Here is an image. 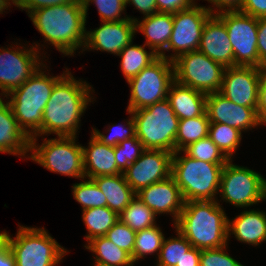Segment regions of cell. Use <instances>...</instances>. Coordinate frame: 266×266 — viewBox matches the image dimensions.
Returning <instances> with one entry per match:
<instances>
[{"label":"cell","instance_id":"6da1fadb","mask_svg":"<svg viewBox=\"0 0 266 266\" xmlns=\"http://www.w3.org/2000/svg\"><path fill=\"white\" fill-rule=\"evenodd\" d=\"M94 88L86 80L77 79L68 70L54 85L42 119V137L76 136L81 117L95 101Z\"/></svg>","mask_w":266,"mask_h":266},{"label":"cell","instance_id":"7a4b0ae2","mask_svg":"<svg viewBox=\"0 0 266 266\" xmlns=\"http://www.w3.org/2000/svg\"><path fill=\"white\" fill-rule=\"evenodd\" d=\"M28 17L37 31L41 33L40 35L44 36L43 44L38 42L31 44L42 55L45 53L43 49L48 48V44L64 56L72 57L77 50H80L78 52L80 54L84 47L87 30L82 2L40 8L30 12Z\"/></svg>","mask_w":266,"mask_h":266},{"label":"cell","instance_id":"3957f363","mask_svg":"<svg viewBox=\"0 0 266 266\" xmlns=\"http://www.w3.org/2000/svg\"><path fill=\"white\" fill-rule=\"evenodd\" d=\"M228 214L216 200L187 201L173 225L197 249L221 248L228 243Z\"/></svg>","mask_w":266,"mask_h":266},{"label":"cell","instance_id":"277c9868","mask_svg":"<svg viewBox=\"0 0 266 266\" xmlns=\"http://www.w3.org/2000/svg\"><path fill=\"white\" fill-rule=\"evenodd\" d=\"M47 64L42 66L20 87L5 96L18 125L29 138L42 137V119L45 106L55 83L69 70L54 76Z\"/></svg>","mask_w":266,"mask_h":266},{"label":"cell","instance_id":"5b68a950","mask_svg":"<svg viewBox=\"0 0 266 266\" xmlns=\"http://www.w3.org/2000/svg\"><path fill=\"white\" fill-rule=\"evenodd\" d=\"M225 164L200 161L176 151L172 155L171 176L185 202L216 200Z\"/></svg>","mask_w":266,"mask_h":266},{"label":"cell","instance_id":"8992f818","mask_svg":"<svg viewBox=\"0 0 266 266\" xmlns=\"http://www.w3.org/2000/svg\"><path fill=\"white\" fill-rule=\"evenodd\" d=\"M13 237L1 231L14 254L16 266H58L68 254L44 227H28L18 224Z\"/></svg>","mask_w":266,"mask_h":266},{"label":"cell","instance_id":"52a82bcc","mask_svg":"<svg viewBox=\"0 0 266 266\" xmlns=\"http://www.w3.org/2000/svg\"><path fill=\"white\" fill-rule=\"evenodd\" d=\"M76 136L45 138L39 144L38 137L30 138L29 159L46 170L82 179L84 174L83 148Z\"/></svg>","mask_w":266,"mask_h":266},{"label":"cell","instance_id":"ba28073f","mask_svg":"<svg viewBox=\"0 0 266 266\" xmlns=\"http://www.w3.org/2000/svg\"><path fill=\"white\" fill-rule=\"evenodd\" d=\"M131 112L136 124V137L145 149L175 152L179 118L167 98Z\"/></svg>","mask_w":266,"mask_h":266},{"label":"cell","instance_id":"9c48e42d","mask_svg":"<svg viewBox=\"0 0 266 266\" xmlns=\"http://www.w3.org/2000/svg\"><path fill=\"white\" fill-rule=\"evenodd\" d=\"M229 160L222 169L219 198L237 208H250L266 201V179L259 172ZM220 200V201H219Z\"/></svg>","mask_w":266,"mask_h":266},{"label":"cell","instance_id":"30bf717a","mask_svg":"<svg viewBox=\"0 0 266 266\" xmlns=\"http://www.w3.org/2000/svg\"><path fill=\"white\" fill-rule=\"evenodd\" d=\"M173 81V61L158 56L135 77L127 81L131 92L126 110H139L166 99Z\"/></svg>","mask_w":266,"mask_h":266},{"label":"cell","instance_id":"8fae6325","mask_svg":"<svg viewBox=\"0 0 266 266\" xmlns=\"http://www.w3.org/2000/svg\"><path fill=\"white\" fill-rule=\"evenodd\" d=\"M15 43H13L14 46L11 44L8 47L4 46L5 48L0 47L1 97H5L12 90L24 84L44 61L49 60V57H46L47 52L42 55L33 45L26 44V42Z\"/></svg>","mask_w":266,"mask_h":266},{"label":"cell","instance_id":"7c38bea8","mask_svg":"<svg viewBox=\"0 0 266 266\" xmlns=\"http://www.w3.org/2000/svg\"><path fill=\"white\" fill-rule=\"evenodd\" d=\"M174 80L206 94L219 92L225 67L199 50L184 53L173 60Z\"/></svg>","mask_w":266,"mask_h":266},{"label":"cell","instance_id":"4fadbf2b","mask_svg":"<svg viewBox=\"0 0 266 266\" xmlns=\"http://www.w3.org/2000/svg\"><path fill=\"white\" fill-rule=\"evenodd\" d=\"M225 24L234 51V66H254L259 68L258 18L239 10L215 13Z\"/></svg>","mask_w":266,"mask_h":266},{"label":"cell","instance_id":"5bb4252c","mask_svg":"<svg viewBox=\"0 0 266 266\" xmlns=\"http://www.w3.org/2000/svg\"><path fill=\"white\" fill-rule=\"evenodd\" d=\"M195 3L173 14V31L167 48L159 55L173 61L180 55L198 50L207 19L213 14L206 6ZM169 55L166 52H171ZM174 52V53H173Z\"/></svg>","mask_w":266,"mask_h":266},{"label":"cell","instance_id":"9a60e30c","mask_svg":"<svg viewBox=\"0 0 266 266\" xmlns=\"http://www.w3.org/2000/svg\"><path fill=\"white\" fill-rule=\"evenodd\" d=\"M173 153L145 149L141 156L123 172L126 182L135 193L171 176Z\"/></svg>","mask_w":266,"mask_h":266},{"label":"cell","instance_id":"2e32d148","mask_svg":"<svg viewBox=\"0 0 266 266\" xmlns=\"http://www.w3.org/2000/svg\"><path fill=\"white\" fill-rule=\"evenodd\" d=\"M261 68L233 66L224 70L220 93L237 105L257 109Z\"/></svg>","mask_w":266,"mask_h":266},{"label":"cell","instance_id":"e0dca14e","mask_svg":"<svg viewBox=\"0 0 266 266\" xmlns=\"http://www.w3.org/2000/svg\"><path fill=\"white\" fill-rule=\"evenodd\" d=\"M136 35L135 21L129 19L117 22H101L93 30H86V40L81 53L101 51L117 56Z\"/></svg>","mask_w":266,"mask_h":266},{"label":"cell","instance_id":"ac0fdd59","mask_svg":"<svg viewBox=\"0 0 266 266\" xmlns=\"http://www.w3.org/2000/svg\"><path fill=\"white\" fill-rule=\"evenodd\" d=\"M206 112L210 123L227 124L242 133L264 126L259 120L257 109L237 105L220 92L207 94Z\"/></svg>","mask_w":266,"mask_h":266},{"label":"cell","instance_id":"d6986e66","mask_svg":"<svg viewBox=\"0 0 266 266\" xmlns=\"http://www.w3.org/2000/svg\"><path fill=\"white\" fill-rule=\"evenodd\" d=\"M136 196L156 216H160V214L170 215L173 222L172 226L177 222L185 202L180 188L172 176L141 189L136 193Z\"/></svg>","mask_w":266,"mask_h":266},{"label":"cell","instance_id":"ffe728a7","mask_svg":"<svg viewBox=\"0 0 266 266\" xmlns=\"http://www.w3.org/2000/svg\"><path fill=\"white\" fill-rule=\"evenodd\" d=\"M198 50L225 68L234 66V51L227 29L215 13L204 25Z\"/></svg>","mask_w":266,"mask_h":266},{"label":"cell","instance_id":"44dd1931","mask_svg":"<svg viewBox=\"0 0 266 266\" xmlns=\"http://www.w3.org/2000/svg\"><path fill=\"white\" fill-rule=\"evenodd\" d=\"M30 138L20 128L5 97L0 96V153L29 159Z\"/></svg>","mask_w":266,"mask_h":266},{"label":"cell","instance_id":"7402d4cb","mask_svg":"<svg viewBox=\"0 0 266 266\" xmlns=\"http://www.w3.org/2000/svg\"><path fill=\"white\" fill-rule=\"evenodd\" d=\"M231 235L237 241L255 247L266 242V211L246 208L234 218H228V243Z\"/></svg>","mask_w":266,"mask_h":266},{"label":"cell","instance_id":"603a6c76","mask_svg":"<svg viewBox=\"0 0 266 266\" xmlns=\"http://www.w3.org/2000/svg\"><path fill=\"white\" fill-rule=\"evenodd\" d=\"M87 146L83 148L84 174L93 179L123 173L116 163L114 146L101 143L92 134Z\"/></svg>","mask_w":266,"mask_h":266},{"label":"cell","instance_id":"cb8c5ba5","mask_svg":"<svg viewBox=\"0 0 266 266\" xmlns=\"http://www.w3.org/2000/svg\"><path fill=\"white\" fill-rule=\"evenodd\" d=\"M173 31V14L161 13L136 17L135 32L145 36V45L151 48L158 56L167 48Z\"/></svg>","mask_w":266,"mask_h":266},{"label":"cell","instance_id":"d4e9b609","mask_svg":"<svg viewBox=\"0 0 266 266\" xmlns=\"http://www.w3.org/2000/svg\"><path fill=\"white\" fill-rule=\"evenodd\" d=\"M207 94L173 81L167 99L179 120L201 116L206 112Z\"/></svg>","mask_w":266,"mask_h":266},{"label":"cell","instance_id":"484cf974","mask_svg":"<svg viewBox=\"0 0 266 266\" xmlns=\"http://www.w3.org/2000/svg\"><path fill=\"white\" fill-rule=\"evenodd\" d=\"M105 195L107 207L118 215L130 204L136 196L131 186L126 182L123 173L93 178Z\"/></svg>","mask_w":266,"mask_h":266},{"label":"cell","instance_id":"4316f807","mask_svg":"<svg viewBox=\"0 0 266 266\" xmlns=\"http://www.w3.org/2000/svg\"><path fill=\"white\" fill-rule=\"evenodd\" d=\"M84 248L91 251L93 260L110 266H134L131 255L114 244L105 236H98L88 241Z\"/></svg>","mask_w":266,"mask_h":266},{"label":"cell","instance_id":"83f0119b","mask_svg":"<svg viewBox=\"0 0 266 266\" xmlns=\"http://www.w3.org/2000/svg\"><path fill=\"white\" fill-rule=\"evenodd\" d=\"M146 48L145 44H133L132 41L117 55L121 59L120 68L126 82L135 77L158 57L151 48L148 51Z\"/></svg>","mask_w":266,"mask_h":266},{"label":"cell","instance_id":"f1b7e54d","mask_svg":"<svg viewBox=\"0 0 266 266\" xmlns=\"http://www.w3.org/2000/svg\"><path fill=\"white\" fill-rule=\"evenodd\" d=\"M81 218L86 226V243L92 238L105 236L119 220L118 214L107 206L83 210Z\"/></svg>","mask_w":266,"mask_h":266},{"label":"cell","instance_id":"f546056e","mask_svg":"<svg viewBox=\"0 0 266 266\" xmlns=\"http://www.w3.org/2000/svg\"><path fill=\"white\" fill-rule=\"evenodd\" d=\"M209 125L207 112L201 116L179 120L175 138V152L183 151L190 144L207 137Z\"/></svg>","mask_w":266,"mask_h":266},{"label":"cell","instance_id":"4dcf8cb0","mask_svg":"<svg viewBox=\"0 0 266 266\" xmlns=\"http://www.w3.org/2000/svg\"><path fill=\"white\" fill-rule=\"evenodd\" d=\"M118 216L121 222L135 232L151 228L157 224V216L137 196Z\"/></svg>","mask_w":266,"mask_h":266},{"label":"cell","instance_id":"1f68e13d","mask_svg":"<svg viewBox=\"0 0 266 266\" xmlns=\"http://www.w3.org/2000/svg\"><path fill=\"white\" fill-rule=\"evenodd\" d=\"M165 234L159 225L136 232V239L133 250V262L135 264L144 260L148 255H156L157 259L162 247ZM156 253V254H155Z\"/></svg>","mask_w":266,"mask_h":266},{"label":"cell","instance_id":"d6a6232c","mask_svg":"<svg viewBox=\"0 0 266 266\" xmlns=\"http://www.w3.org/2000/svg\"><path fill=\"white\" fill-rule=\"evenodd\" d=\"M208 137L229 160H232L239 149L243 134L227 124L210 123Z\"/></svg>","mask_w":266,"mask_h":266},{"label":"cell","instance_id":"836d02e7","mask_svg":"<svg viewBox=\"0 0 266 266\" xmlns=\"http://www.w3.org/2000/svg\"><path fill=\"white\" fill-rule=\"evenodd\" d=\"M174 231L176 236L164 238L156 266H180L185 253L192 247L177 229Z\"/></svg>","mask_w":266,"mask_h":266},{"label":"cell","instance_id":"e575fe53","mask_svg":"<svg viewBox=\"0 0 266 266\" xmlns=\"http://www.w3.org/2000/svg\"><path fill=\"white\" fill-rule=\"evenodd\" d=\"M127 114L130 116L128 119H125L123 123L120 124H108L105 132H101L98 128L92 127L91 134L98 139L101 143L117 146L119 143L123 142L126 139L136 136V124L133 119L131 111L126 110ZM106 133V135H105ZM108 133V134H107Z\"/></svg>","mask_w":266,"mask_h":266},{"label":"cell","instance_id":"d590c367","mask_svg":"<svg viewBox=\"0 0 266 266\" xmlns=\"http://www.w3.org/2000/svg\"><path fill=\"white\" fill-rule=\"evenodd\" d=\"M82 180V181H81ZM73 198L81 205V210L105 207L107 200L93 179L82 178L79 183L72 185Z\"/></svg>","mask_w":266,"mask_h":266},{"label":"cell","instance_id":"8d00e7d4","mask_svg":"<svg viewBox=\"0 0 266 266\" xmlns=\"http://www.w3.org/2000/svg\"><path fill=\"white\" fill-rule=\"evenodd\" d=\"M86 21L88 17L89 5L94 4L97 8L98 15L100 17L101 22H117L126 19H131L133 21L136 18L130 15H127L125 0H82ZM124 14V16H122Z\"/></svg>","mask_w":266,"mask_h":266},{"label":"cell","instance_id":"74e56055","mask_svg":"<svg viewBox=\"0 0 266 266\" xmlns=\"http://www.w3.org/2000/svg\"><path fill=\"white\" fill-rule=\"evenodd\" d=\"M183 151L191 158L209 163H227L229 161L208 136L190 144Z\"/></svg>","mask_w":266,"mask_h":266},{"label":"cell","instance_id":"f35d334b","mask_svg":"<svg viewBox=\"0 0 266 266\" xmlns=\"http://www.w3.org/2000/svg\"><path fill=\"white\" fill-rule=\"evenodd\" d=\"M144 150L145 148L136 136L114 146L117 167L124 172L130 164L137 161Z\"/></svg>","mask_w":266,"mask_h":266},{"label":"cell","instance_id":"ab89813d","mask_svg":"<svg viewBox=\"0 0 266 266\" xmlns=\"http://www.w3.org/2000/svg\"><path fill=\"white\" fill-rule=\"evenodd\" d=\"M105 237H107L121 249L127 251L133 260V250L136 239L135 231L129 228L125 223L118 220L106 233Z\"/></svg>","mask_w":266,"mask_h":266},{"label":"cell","instance_id":"60d3db41","mask_svg":"<svg viewBox=\"0 0 266 266\" xmlns=\"http://www.w3.org/2000/svg\"><path fill=\"white\" fill-rule=\"evenodd\" d=\"M228 247L200 250L199 266H244L228 254Z\"/></svg>","mask_w":266,"mask_h":266},{"label":"cell","instance_id":"b9f144b4","mask_svg":"<svg viewBox=\"0 0 266 266\" xmlns=\"http://www.w3.org/2000/svg\"><path fill=\"white\" fill-rule=\"evenodd\" d=\"M71 2H82V0H18L16 2V8L22 11H26L27 15L40 8L63 5Z\"/></svg>","mask_w":266,"mask_h":266},{"label":"cell","instance_id":"7bdbcfd3","mask_svg":"<svg viewBox=\"0 0 266 266\" xmlns=\"http://www.w3.org/2000/svg\"><path fill=\"white\" fill-rule=\"evenodd\" d=\"M198 0H156L157 11L161 13H177L192 7Z\"/></svg>","mask_w":266,"mask_h":266},{"label":"cell","instance_id":"ee69618b","mask_svg":"<svg viewBox=\"0 0 266 266\" xmlns=\"http://www.w3.org/2000/svg\"><path fill=\"white\" fill-rule=\"evenodd\" d=\"M257 114L260 122L266 125V66L261 68V75L258 89Z\"/></svg>","mask_w":266,"mask_h":266},{"label":"cell","instance_id":"f6af8a7d","mask_svg":"<svg viewBox=\"0 0 266 266\" xmlns=\"http://www.w3.org/2000/svg\"><path fill=\"white\" fill-rule=\"evenodd\" d=\"M239 11L255 18H266V0H243Z\"/></svg>","mask_w":266,"mask_h":266},{"label":"cell","instance_id":"bcb514c9","mask_svg":"<svg viewBox=\"0 0 266 266\" xmlns=\"http://www.w3.org/2000/svg\"><path fill=\"white\" fill-rule=\"evenodd\" d=\"M257 50L259 55V68L266 66V18H258Z\"/></svg>","mask_w":266,"mask_h":266},{"label":"cell","instance_id":"7dc6e473","mask_svg":"<svg viewBox=\"0 0 266 266\" xmlns=\"http://www.w3.org/2000/svg\"><path fill=\"white\" fill-rule=\"evenodd\" d=\"M210 3L206 8L211 13H218L226 10H239L243 0H204Z\"/></svg>","mask_w":266,"mask_h":266},{"label":"cell","instance_id":"c3c4849f","mask_svg":"<svg viewBox=\"0 0 266 266\" xmlns=\"http://www.w3.org/2000/svg\"><path fill=\"white\" fill-rule=\"evenodd\" d=\"M133 5V9H137L142 15L149 16L157 13L156 0H125L126 8L127 6Z\"/></svg>","mask_w":266,"mask_h":266},{"label":"cell","instance_id":"681fc988","mask_svg":"<svg viewBox=\"0 0 266 266\" xmlns=\"http://www.w3.org/2000/svg\"><path fill=\"white\" fill-rule=\"evenodd\" d=\"M0 266H16L14 254L12 253L5 235L0 230Z\"/></svg>","mask_w":266,"mask_h":266},{"label":"cell","instance_id":"f907efd6","mask_svg":"<svg viewBox=\"0 0 266 266\" xmlns=\"http://www.w3.org/2000/svg\"><path fill=\"white\" fill-rule=\"evenodd\" d=\"M200 249L191 247L181 260L180 266H199Z\"/></svg>","mask_w":266,"mask_h":266},{"label":"cell","instance_id":"816d5d0a","mask_svg":"<svg viewBox=\"0 0 266 266\" xmlns=\"http://www.w3.org/2000/svg\"><path fill=\"white\" fill-rule=\"evenodd\" d=\"M13 5L16 6L15 0H0V14H4L3 12L6 13L8 9L10 11V8H11L10 6H13Z\"/></svg>","mask_w":266,"mask_h":266},{"label":"cell","instance_id":"f5cc1de1","mask_svg":"<svg viewBox=\"0 0 266 266\" xmlns=\"http://www.w3.org/2000/svg\"><path fill=\"white\" fill-rule=\"evenodd\" d=\"M92 266H110V265L102 264V263H99V262H95L94 261V264L92 263Z\"/></svg>","mask_w":266,"mask_h":266}]
</instances>
